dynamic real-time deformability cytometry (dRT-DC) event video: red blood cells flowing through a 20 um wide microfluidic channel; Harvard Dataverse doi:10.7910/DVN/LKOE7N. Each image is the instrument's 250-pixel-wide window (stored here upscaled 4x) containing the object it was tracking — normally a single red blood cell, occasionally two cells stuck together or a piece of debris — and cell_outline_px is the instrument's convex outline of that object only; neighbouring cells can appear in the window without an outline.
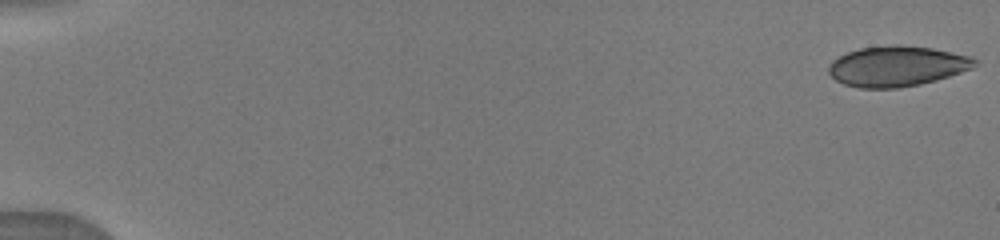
{"species": "human", "species_latin": "Homo sapiens", "temperature_condition": "warm", "stored_images_in_passage": 36, "camera_frame_rate_fps": 3000, "um_per_image_px": 0.085, "donor": {"sex": "male"}, "frame": {"image": 1, "passage_image": 1, "time_ms": 0.0, "image_size_px": [1000, 240], "cell_outline_px": [[976, 64], [972, 68], [936, 80], [920, 84], [900, 88], [860, 88], [844, 84], [836, 80], [828, 72], [828, 68], [832, 60], [848, 52], [860, 48], [892, 44], [900, 44], [932, 48], [972, 56], [976, 60]], "centroid_in_image_um": [76.23, 5.62], "position_along_channel_um": 8.8, "area_um2": 34.39}}
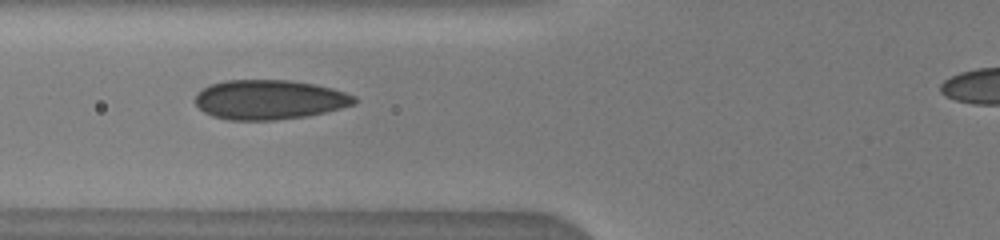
{"frame": {"image": 2, "passage_image": 17, "time_ms": 6.667, "image_size_px": [1000, 240], "cell_outline_px": [[356, 104], [308, 116], [276, 120], [228, 120], [212, 116], [204, 112], [196, 104], [196, 92], [208, 84], [224, 80], [292, 80], [316, 84], [332, 88], [356, 96]], "centroid_in_image_um": [22.88, 8.46], "position_along_channel_um": 102.9, "area_um2": 36.99}}
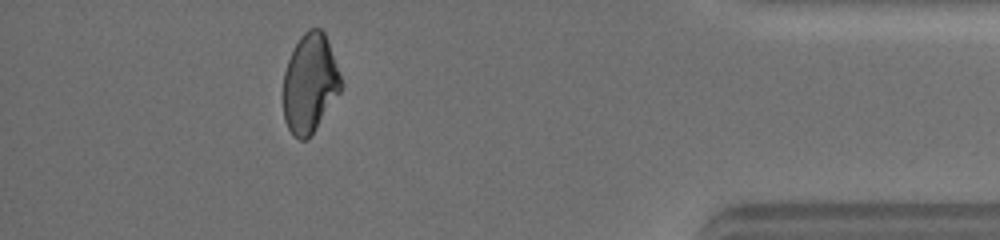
{"frame": {"image": 3, "passage_image": 34, "time_ms": 15.0, "image_size_px": [1000, 240], "cell_outline_px": [[344, 84], [340, 92], [308, 140], [300, 140], [288, 128], [284, 120], [284, 72], [288, 60], [300, 36], [308, 28], [320, 28], [324, 32], [328, 40]], "centroid_in_image_um": [26.36, 7.07], "position_along_channel_um": 408.8, "area_um2": 33.23}}